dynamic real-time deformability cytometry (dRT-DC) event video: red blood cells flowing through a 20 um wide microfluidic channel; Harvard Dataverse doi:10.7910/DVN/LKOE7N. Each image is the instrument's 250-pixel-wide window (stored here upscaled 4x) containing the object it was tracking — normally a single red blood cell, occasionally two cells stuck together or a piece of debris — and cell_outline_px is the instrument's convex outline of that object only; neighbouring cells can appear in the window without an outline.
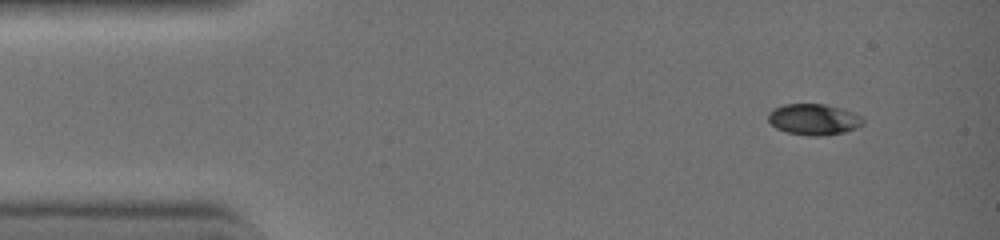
{"species": "common noctule bat (a hibernating species)", "species_latin": "Nyctalus noctula", "temperature_condition": "warm", "stored_images_in_passage": 4, "camera_frame_rate_fps": 3000, "um_per_image_px": 0.085, "animal": {"sex": "female", "body_mass_g": 19.0, "forearm_length_mm": 51.5}, "frame": {"image": 1, "passage_image": 1, "time_ms": 0.0, "image_size_px": [1000, 240], "cell_outline_px": [[864, 124], [856, 128], [844, 132], [816, 136], [812, 136], [788, 132], [776, 128], [768, 120], [768, 116], [776, 108], [784, 104], [824, 104], [860, 116], [864, 120]], "centroid_in_image_um": [69.16, 10.16], "position_along_channel_um": 15.8, "area_um2": 16.59}}
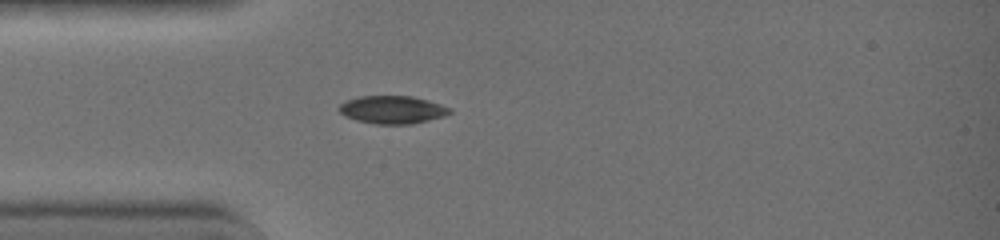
{"frame": {"image": 2, "passage_image": 4, "time_ms": 1.0, "image_size_px": [1000, 240], "cell_outline_px": [[452, 112], [444, 116], [412, 124], [376, 124], [356, 120], [344, 116], [340, 112], [340, 104], [348, 100], [360, 96], [412, 96], [448, 108]], "centroid_in_image_um": [33.3, 9.33], "position_along_channel_um": 51.7, "area_um2": 17.57}}